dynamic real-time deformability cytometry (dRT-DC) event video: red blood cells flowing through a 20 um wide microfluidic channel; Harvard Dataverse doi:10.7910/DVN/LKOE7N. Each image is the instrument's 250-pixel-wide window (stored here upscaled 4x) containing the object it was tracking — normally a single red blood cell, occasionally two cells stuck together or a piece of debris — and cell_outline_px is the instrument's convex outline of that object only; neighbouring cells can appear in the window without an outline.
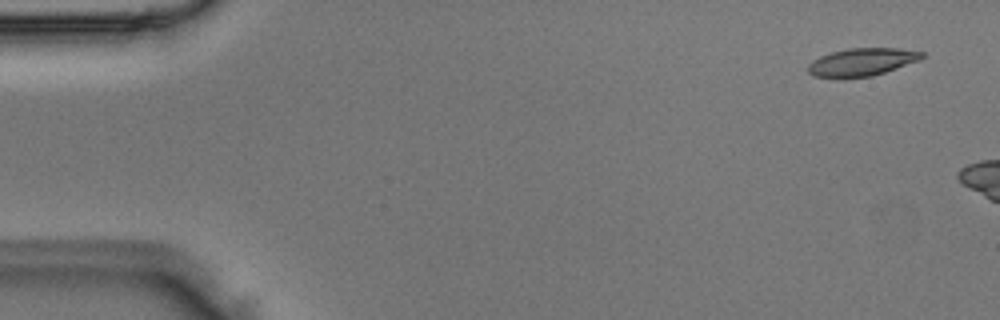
{"species": "Egyptian fruit bat (a non-hibernating species)", "species_latin": "Rousettus aegyptiacus", "temperature_condition": "room temperature", "stored_images_in_passage": 3, "camera_frame_rate_fps": 3000, "um_per_image_px": 0.085, "animal": {"sex": "male"}, "frame": {"image": 1, "passage_image": 1, "time_ms": 0.0, "image_size_px": [1000, 320], "cell_outline_px": [[924, 56], [920, 60], [872, 76], [844, 80], [840, 80], [812, 76], [808, 72], [808, 64], [812, 60], [820, 56], [832, 52], [848, 48], [900, 48], [924, 52]], "centroid_in_image_um": [73.2, 5.31], "position_along_channel_um": 11.8, "area_um2": 18.96}}